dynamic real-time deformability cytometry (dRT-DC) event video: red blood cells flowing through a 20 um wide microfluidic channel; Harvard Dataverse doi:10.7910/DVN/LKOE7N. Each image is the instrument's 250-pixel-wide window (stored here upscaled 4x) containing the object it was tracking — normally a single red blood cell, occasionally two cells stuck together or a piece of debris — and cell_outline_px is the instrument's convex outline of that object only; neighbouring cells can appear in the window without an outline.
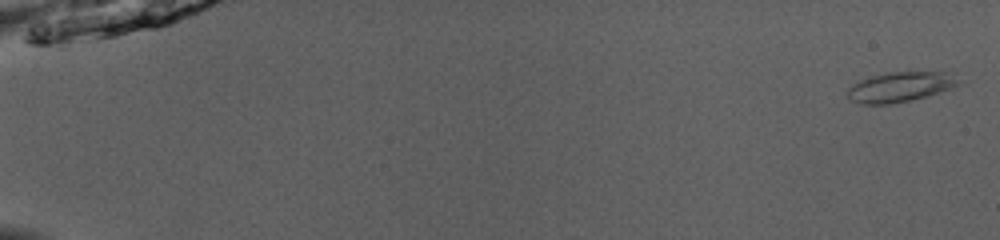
{"species": "common noctule bat (a hibernating species)", "species_latin": "Nyctalus noctula", "temperature_condition": "room temperature", "stored_images_in_passage": 51, "camera_frame_rate_fps": 3000, "um_per_image_px": 0.085, "animal": {"sex": "male", "body_mass_g": 13.0, "forearm_length_mm": 53.1}, "frame": {"image": 1, "passage_image": 1, "time_ms": 0.0, "image_size_px": [1000, 240], "cell_outline_px": [[960, 84], [940, 92], [928, 96], [912, 100], [892, 104], [860, 104], [852, 100], [844, 92], [852, 84], [860, 80], [884, 72], [952, 72], [960, 80]], "centroid_in_image_um": [76.51, 7.39], "position_along_channel_um": 8.5, "area_um2": 19.65}}
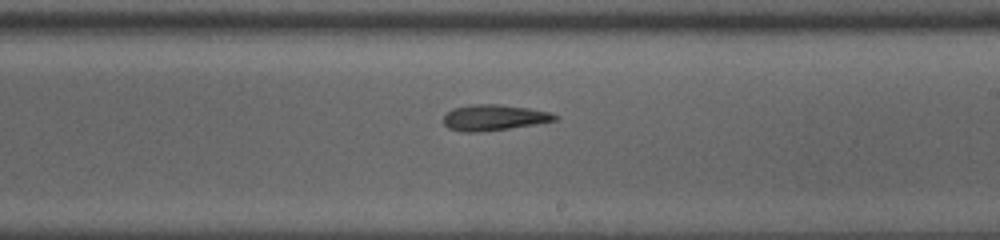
{"frame": {"image": 2, "passage_image": 32, "time_ms": 10.333, "image_size_px": [1000, 240], "cell_outline_px": [[560, 116], [556, 120], [508, 128], [480, 132], [464, 132], [448, 128], [444, 124], [444, 116], [452, 108], [472, 104], [496, 104], [528, 108], [548, 112]], "centroid_in_image_um": [41.94, 9.99], "position_along_channel_um": 247.1, "area_um2": 16.53}}
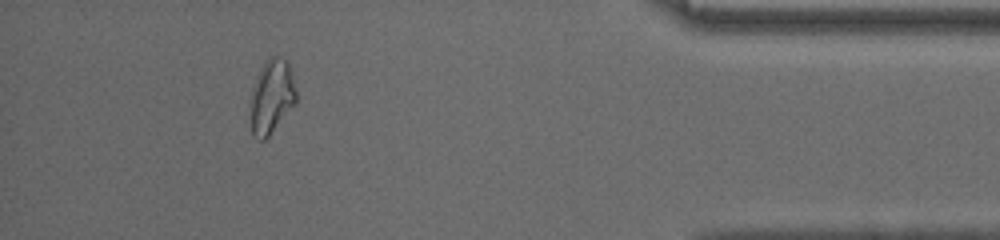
{"frame": {"image": 3, "passage_image": 47, "time_ms": 15.333, "image_size_px": [1000, 240], "cell_outline_px": [[296, 104], [268, 136], [264, 140], [260, 140], [252, 136], [252, 88], [268, 56], [276, 56], [288, 60], [296, 92]], "centroid_in_image_um": [23.12, 8.21], "position_along_channel_um": 412.1, "area_um2": 19.31}, "authors_computed_cell_mechanics": {"area_um2": 18.0336, "velocity_mm_per_s": 4.0685, "shape_relaxation_time_tau1_ms": null, "shape_relaxation_time_tau2_ms": 2.9507, "deformation_change_tau1": null, "deformation_change_tau2": 0.1341}}